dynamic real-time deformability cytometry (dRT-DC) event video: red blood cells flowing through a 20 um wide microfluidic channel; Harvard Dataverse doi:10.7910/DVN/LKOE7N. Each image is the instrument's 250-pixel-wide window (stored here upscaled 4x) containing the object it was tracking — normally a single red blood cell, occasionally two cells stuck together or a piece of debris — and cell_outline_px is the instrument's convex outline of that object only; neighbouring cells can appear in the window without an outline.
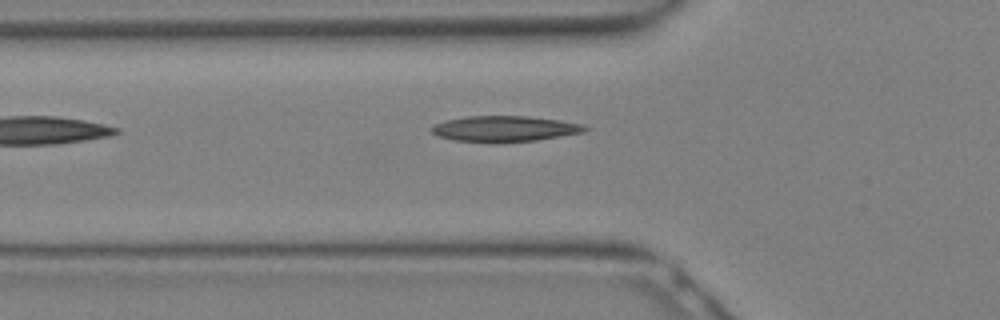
{"species": "Egyptian fruit bat (a non-hibernating species)", "species_latin": "Rousettus aegyptiacus", "temperature_condition": "warm", "stored_images_in_passage": 6, "camera_frame_rate_fps": 3000, "um_per_image_px": 0.085, "animal": {"sex": "female"}, "frame": {"image": 1, "passage_image": 6, "time_ms": 1.667, "image_size_px": [1000, 320], "cell_outline_px": [[592, 128], [584, 132], [536, 140], [496, 144], [488, 144], [452, 140], [436, 136], [428, 128], [432, 124], [444, 120], [464, 116], [528, 116], [560, 120], [584, 124]], "centroid_in_image_um": [42.83, 10.96], "position_along_channel_um": 83.0, "area_um2": 23.93}}